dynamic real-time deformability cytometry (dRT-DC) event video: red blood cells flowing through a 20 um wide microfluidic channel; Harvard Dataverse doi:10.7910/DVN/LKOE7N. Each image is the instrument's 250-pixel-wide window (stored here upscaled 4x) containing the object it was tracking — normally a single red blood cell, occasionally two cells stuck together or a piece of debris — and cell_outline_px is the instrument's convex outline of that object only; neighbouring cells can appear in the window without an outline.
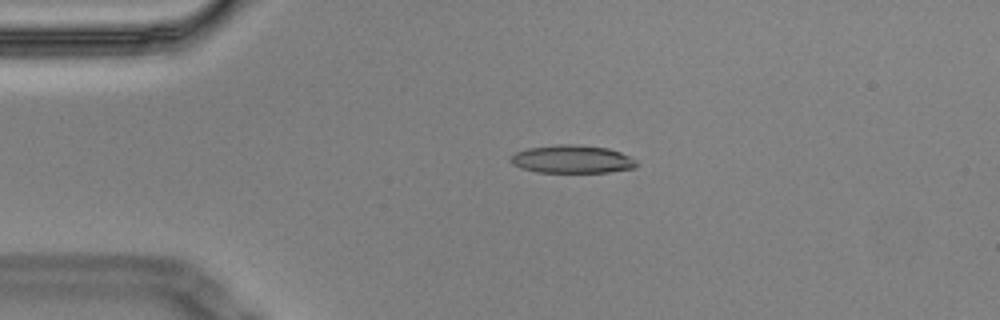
{"species": "Egyptian fruit bat (a non-hibernating species)", "species_latin": "Rousettus aegyptiacus", "temperature_condition": "cold", "stored_images_in_passage": 5, "camera_frame_rate_fps": 3000, "um_per_image_px": 0.085, "animal": {"sex": "male"}, "frame": {"image": 1, "passage_image": 4, "time_ms": 1.0, "image_size_px": [1000, 320], "cell_outline_px": [[640, 164], [636, 168], [608, 172], [536, 172], [520, 168], [512, 164], [508, 160], [516, 152], [528, 148], [556, 144], [572, 144], [608, 148], [620, 152], [636, 160]], "centroid_in_image_um": [48.63, 13.53], "position_along_channel_um": 36.4, "area_um2": 20.69}}